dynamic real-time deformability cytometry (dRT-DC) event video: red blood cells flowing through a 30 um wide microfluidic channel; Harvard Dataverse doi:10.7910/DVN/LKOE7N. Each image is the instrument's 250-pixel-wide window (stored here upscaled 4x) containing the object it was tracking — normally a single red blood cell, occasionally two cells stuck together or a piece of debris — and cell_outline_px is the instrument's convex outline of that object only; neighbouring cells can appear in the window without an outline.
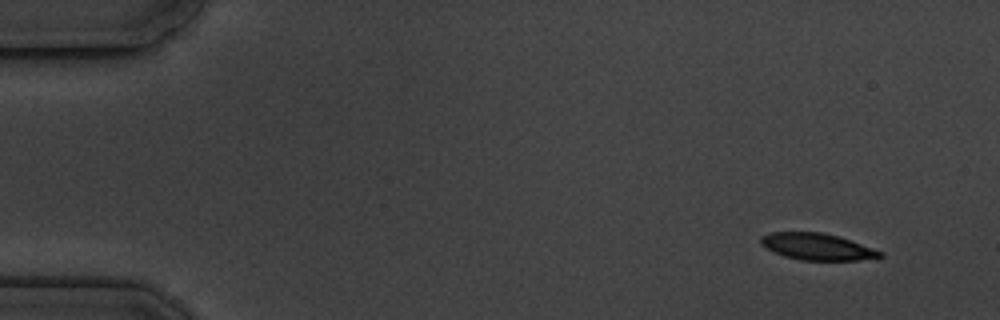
{"species": "common noctule bat (a hibernating species)", "species_latin": "Nyctalus noctula", "temperature_condition": "cold", "stored_images_in_passage": 11, "camera_frame_rate_fps": 3000, "um_per_image_px": 0.085, "animal": {"sex": "male", "body_mass_g": 19.5, "forearm_length_mm": 54.6}, "frame": {"image": 1, "passage_image": 1, "time_ms": 0.0, "image_size_px": [1000, 320], "cell_outline_px": [[884, 256], [880, 260], [800, 260], [784, 256], [760, 244], [760, 236], [768, 232], [820, 232], [840, 236], [884, 252]], "centroid_in_image_um": [69.54, 20.97], "position_along_channel_um": 15.5, "area_um2": 18.84}}
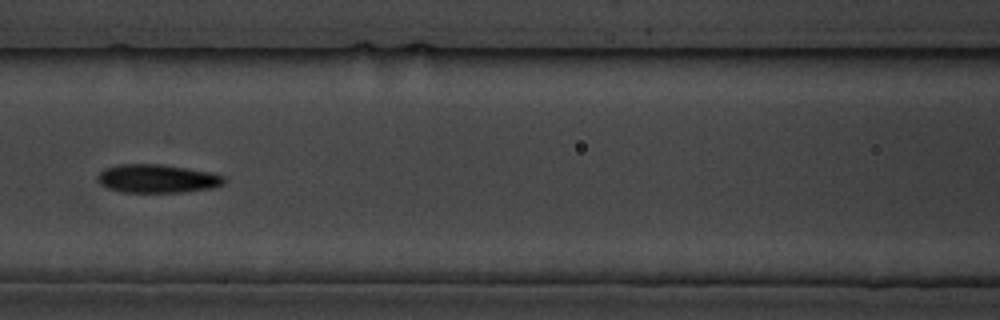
{"frame": {"image": 2, "passage_image": 7, "time_ms": 7.0, "image_size_px": [1000, 320], "cell_outline_px": [[224, 184], [212, 188], [184, 192], [120, 192], [108, 188], [100, 184], [96, 180], [96, 176], [104, 168], [120, 164], [160, 164], [212, 172], [224, 176]], "centroid_in_image_um": [13.34, 15.18], "position_along_channel_um": 153.3, "area_um2": 21.1}}
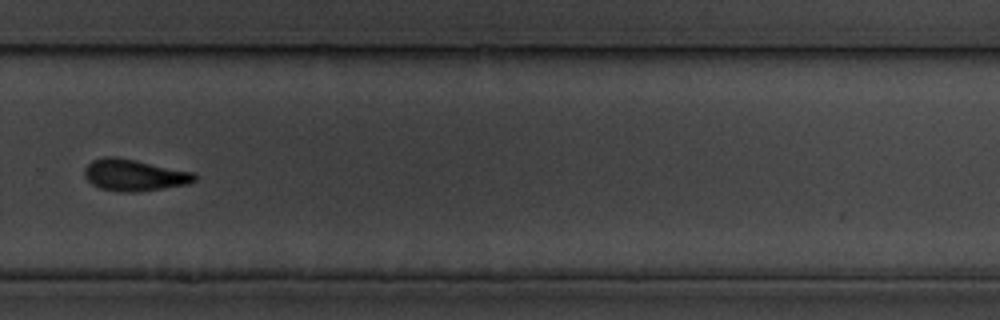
{"frame": {"image": 3, "passage_image": 11, "time_ms": 11.667, "image_size_px": [1000, 320], "cell_outline_px": [[200, 176], [196, 180], [188, 184], [164, 188], [136, 192], [120, 192], [100, 188], [92, 184], [84, 176], [84, 168], [92, 160], [104, 156], [116, 156], [196, 172]], "centroid_in_image_um": [11.44, 14.87], "position_along_channel_um": 318.4, "area_um2": 20.63}}